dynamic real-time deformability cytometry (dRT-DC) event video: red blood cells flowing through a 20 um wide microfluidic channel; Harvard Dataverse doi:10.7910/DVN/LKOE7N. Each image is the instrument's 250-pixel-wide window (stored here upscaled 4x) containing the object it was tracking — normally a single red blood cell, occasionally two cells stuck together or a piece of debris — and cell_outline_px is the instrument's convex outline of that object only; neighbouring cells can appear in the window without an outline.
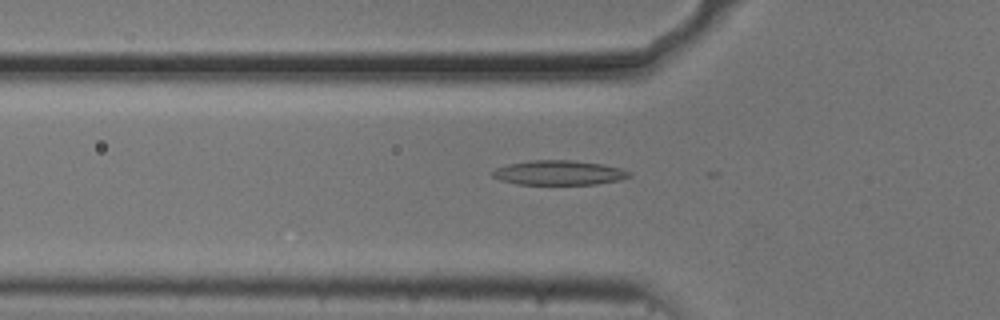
{"species": "common noctule bat (a hibernating species)", "species_latin": "Nyctalus noctula", "temperature_condition": "cold", "stored_images_in_passage": 16, "camera_frame_rate_fps": 3000, "um_per_image_px": 0.085, "animal": {"sex": "male", "body_mass_g": 20.5, "forearm_length_mm": 52.5}, "frame": {"image": 1, "passage_image": 11, "time_ms": 3.333, "image_size_px": [1000, 320], "cell_outline_px": [[632, 176], [620, 180], [596, 184], [516, 184], [500, 180], [492, 176], [492, 172], [496, 168], [508, 164], [532, 160], [572, 160], [604, 164], [620, 168], [632, 172]], "centroid_in_image_um": [47.54, 14.68], "position_along_channel_um": 78.3, "area_um2": 19.65}}
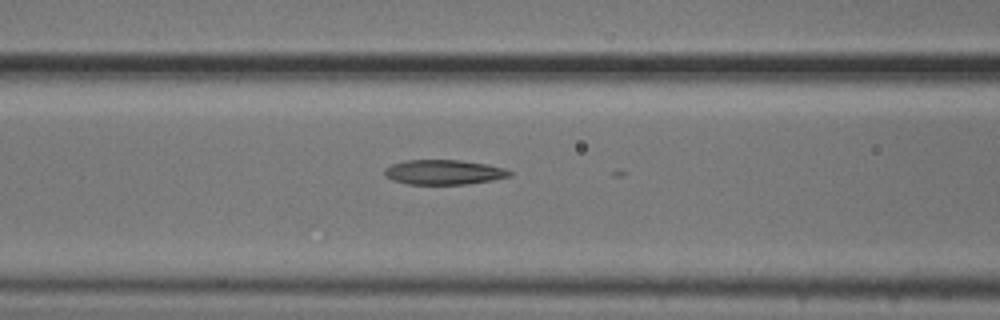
{"frame": {"image": 2, "passage_image": 15, "time_ms": 4.667, "image_size_px": [1000, 320], "cell_outline_px": [[512, 176], [492, 180], [468, 184], [408, 184], [392, 180], [384, 176], [384, 168], [392, 164], [404, 160], [460, 160], [488, 164], [504, 168], [512, 172]], "centroid_in_image_um": [37.71, 14.63], "position_along_channel_um": 128.9, "area_um2": 18.21}}